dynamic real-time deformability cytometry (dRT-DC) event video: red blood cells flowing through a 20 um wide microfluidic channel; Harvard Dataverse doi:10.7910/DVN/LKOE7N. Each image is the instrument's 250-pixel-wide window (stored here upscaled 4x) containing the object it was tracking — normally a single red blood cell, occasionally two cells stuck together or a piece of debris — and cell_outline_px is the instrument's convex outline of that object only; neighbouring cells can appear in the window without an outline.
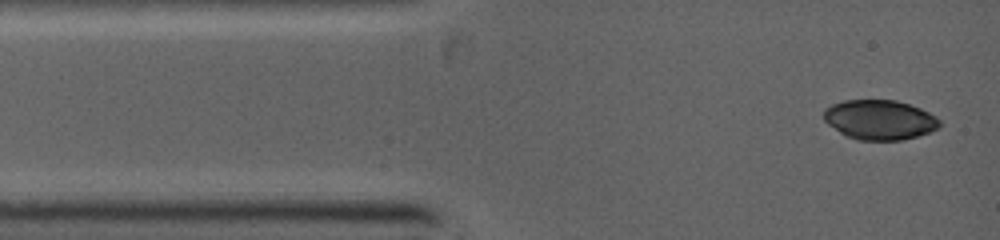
{"species": "common noctule bat (a hibernating species)", "species_latin": "Nyctalus noctula", "temperature_condition": "warm", "stored_images_in_passage": 32, "camera_frame_rate_fps": 5000, "um_per_image_px": 0.085, "animal": {"sex": "female", "body_mass_g": 19.0, "forearm_length_mm": 53.3}, "frame": {"image": 1, "passage_image": 1, "time_ms": 0.0, "image_size_px": [1000, 240], "cell_outline_px": [[940, 124], [932, 132], [904, 140], [856, 140], [844, 136], [828, 124], [824, 120], [824, 108], [832, 104], [844, 100], [896, 100], [920, 108], [936, 116], [940, 120]], "centroid_in_image_um": [74.75, 10.19], "position_along_channel_um": 10.2, "area_um2": 27.05}}
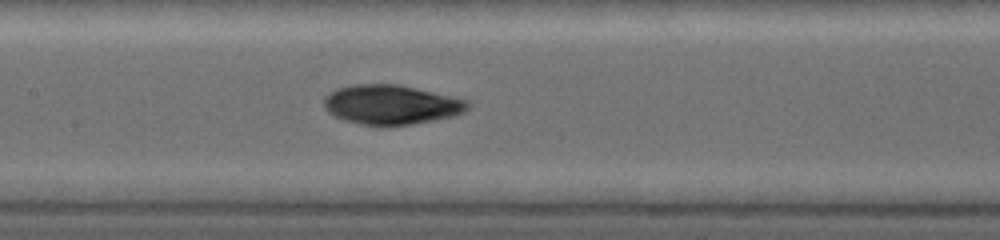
{"frame": {"image": 2, "passage_image": 14, "time_ms": 4.6, "image_size_px": [1000, 240], "cell_outline_px": [[472, 104], [464, 112], [452, 116], [412, 124], [384, 128], [364, 124], [348, 120], [336, 116], [328, 112], [324, 108], [324, 96], [328, 92], [336, 88], [352, 84], [400, 84], [468, 100]], "centroid_in_image_um": [33.24, 8.9], "position_along_channel_um": 174.2, "area_um2": 33.47}}
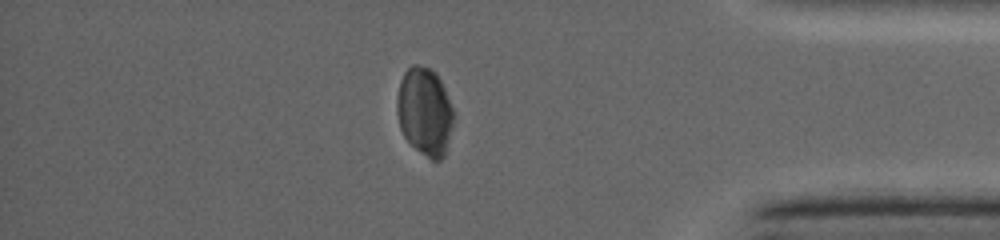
{"frame": {"image": 3, "passage_image": 28, "time_ms": 10.0, "image_size_px": [1000, 240], "cell_outline_px": [[456, 116], [444, 156], [440, 160], [432, 160], [420, 152], [404, 136], [400, 128], [396, 112], [396, 100], [400, 80], [404, 72], [412, 64], [416, 64], [432, 68], [436, 72], [444, 88]], "centroid_in_image_um": [36.11, 9.46], "position_along_channel_um": 399.1, "area_um2": 29.36}}